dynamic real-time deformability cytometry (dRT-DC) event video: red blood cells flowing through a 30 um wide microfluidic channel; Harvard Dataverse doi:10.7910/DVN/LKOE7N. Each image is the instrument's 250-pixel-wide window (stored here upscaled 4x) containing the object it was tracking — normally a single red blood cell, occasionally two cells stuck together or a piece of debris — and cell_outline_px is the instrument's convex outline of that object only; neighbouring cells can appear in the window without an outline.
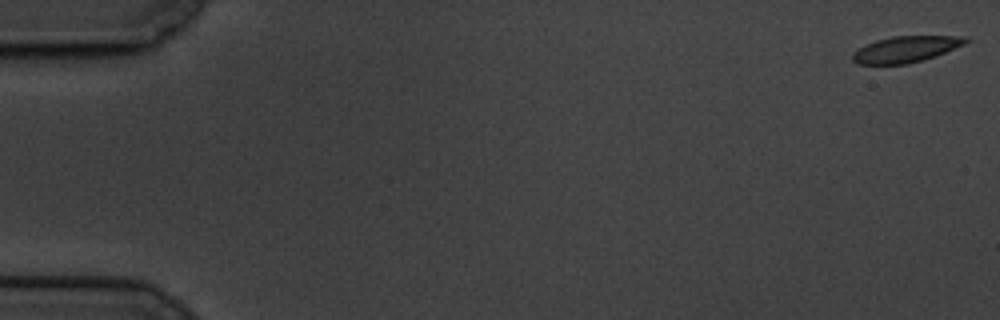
{"species": "common noctule bat (a hibernating species)", "species_latin": "Nyctalus noctula", "temperature_condition": "cold", "stored_images_in_passage": 18, "camera_frame_rate_fps": 3000, "um_per_image_px": 0.085, "animal": {"sex": "male", "body_mass_g": 19.5, "forearm_length_mm": 54.6}, "frame": {"image": 1, "passage_image": 1, "time_ms": 0.0, "image_size_px": [1000, 320], "cell_outline_px": [[972, 40], [964, 44], [936, 56], [908, 64], [856, 64], [852, 60], [852, 52], [876, 40], [892, 36], [968, 36]], "centroid_in_image_um": [77.02, 4.18], "position_along_channel_um": 8.0, "area_um2": 17.28}}